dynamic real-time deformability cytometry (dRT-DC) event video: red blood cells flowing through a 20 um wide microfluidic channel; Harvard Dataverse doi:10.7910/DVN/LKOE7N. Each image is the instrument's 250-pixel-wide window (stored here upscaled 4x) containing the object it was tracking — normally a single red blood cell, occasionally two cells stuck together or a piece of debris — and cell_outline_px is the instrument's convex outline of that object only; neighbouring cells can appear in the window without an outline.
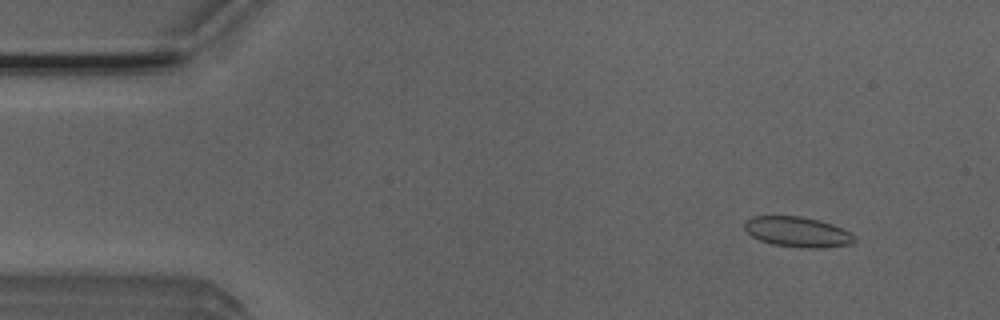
{"species": "Egyptian fruit bat (a non-hibernating species)", "species_latin": "Rousettus aegyptiacus", "temperature_condition": "room temperature", "stored_images_in_passage": 50, "segment_of_instrument_passage": [1, 2], "camera_frame_rate_fps": 3000, "um_per_image_px": 0.085, "animal": {"sex": "male"}, "frame": {"image": 1, "passage_image": 2, "time_ms": 0.333, "image_size_px": [1000, 320], "cell_outline_px": [[856, 240], [852, 244], [820, 248], [804, 248], [772, 244], [760, 240], [752, 236], [744, 228], [744, 220], [752, 216], [800, 216], [820, 220], [832, 224], [852, 232], [856, 236]], "centroid_in_image_um": [67.81, 19.71], "position_along_channel_um": 17.2, "area_um2": 19.59}}
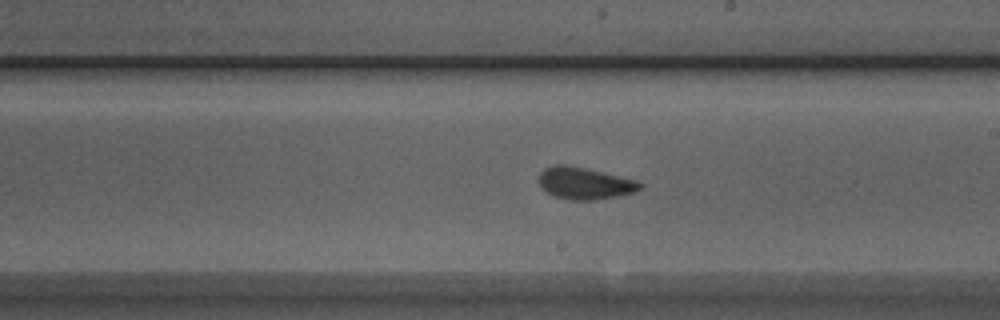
{"frame": {"image": 2, "passage_image": 26, "time_ms": 8.333, "image_size_px": [1000, 320], "cell_outline_px": [[644, 184], [640, 188], [632, 192], [592, 200], [572, 200], [556, 196], [548, 192], [536, 180], [540, 172], [544, 168], [552, 164], [564, 164], [584, 168], [640, 180]], "centroid_in_image_um": [49.67, 15.55], "position_along_channel_um": 239.3, "area_um2": 18.67}}
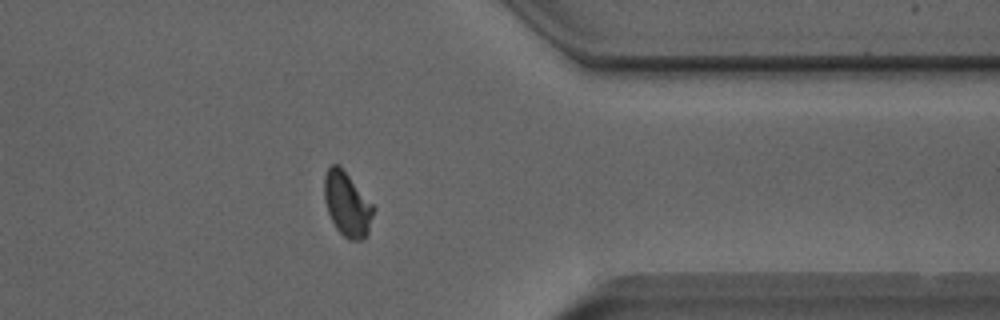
{"frame": {"image": 3, "passage_image": 38, "time_ms": 12.333, "image_size_px": [1000, 320], "cell_outline_px": [[376, 208], [368, 232], [364, 240], [348, 240], [336, 228], [328, 212], [324, 200], [324, 176], [328, 168], [332, 164], [340, 164]], "centroid_in_image_um": [29.52, 17.35], "position_along_channel_um": 381.9, "area_um2": 18.61}}